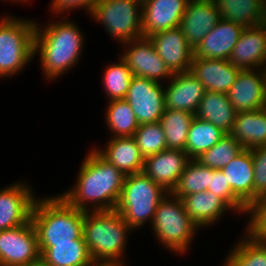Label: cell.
I'll use <instances>...</instances> for the list:
<instances>
[{
	"instance_id": "obj_1",
	"label": "cell",
	"mask_w": 266,
	"mask_h": 266,
	"mask_svg": "<svg viewBox=\"0 0 266 266\" xmlns=\"http://www.w3.org/2000/svg\"><path fill=\"white\" fill-rule=\"evenodd\" d=\"M125 177L93 148L83 160L74 188L60 195L70 205L84 212L114 210ZM88 203H92V206Z\"/></svg>"
},
{
	"instance_id": "obj_2",
	"label": "cell",
	"mask_w": 266,
	"mask_h": 266,
	"mask_svg": "<svg viewBox=\"0 0 266 266\" xmlns=\"http://www.w3.org/2000/svg\"><path fill=\"white\" fill-rule=\"evenodd\" d=\"M64 19V20H63ZM64 16L62 21L43 26L36 23L34 56L39 52L43 74L49 80L66 73L80 60L84 34Z\"/></svg>"
},
{
	"instance_id": "obj_3",
	"label": "cell",
	"mask_w": 266,
	"mask_h": 266,
	"mask_svg": "<svg viewBox=\"0 0 266 266\" xmlns=\"http://www.w3.org/2000/svg\"><path fill=\"white\" fill-rule=\"evenodd\" d=\"M83 220L84 211L61 195L36 198L31 212L38 243H73L83 236Z\"/></svg>"
},
{
	"instance_id": "obj_4",
	"label": "cell",
	"mask_w": 266,
	"mask_h": 266,
	"mask_svg": "<svg viewBox=\"0 0 266 266\" xmlns=\"http://www.w3.org/2000/svg\"><path fill=\"white\" fill-rule=\"evenodd\" d=\"M131 230L115 210L84 212L83 237L94 262H125L122 255Z\"/></svg>"
},
{
	"instance_id": "obj_5",
	"label": "cell",
	"mask_w": 266,
	"mask_h": 266,
	"mask_svg": "<svg viewBox=\"0 0 266 266\" xmlns=\"http://www.w3.org/2000/svg\"><path fill=\"white\" fill-rule=\"evenodd\" d=\"M168 192L152 181L143 171L127 175L115 207L134 231L146 221L153 223L155 212Z\"/></svg>"
},
{
	"instance_id": "obj_6",
	"label": "cell",
	"mask_w": 266,
	"mask_h": 266,
	"mask_svg": "<svg viewBox=\"0 0 266 266\" xmlns=\"http://www.w3.org/2000/svg\"><path fill=\"white\" fill-rule=\"evenodd\" d=\"M35 29L33 19H0V79L21 72L34 59Z\"/></svg>"
},
{
	"instance_id": "obj_7",
	"label": "cell",
	"mask_w": 266,
	"mask_h": 266,
	"mask_svg": "<svg viewBox=\"0 0 266 266\" xmlns=\"http://www.w3.org/2000/svg\"><path fill=\"white\" fill-rule=\"evenodd\" d=\"M151 226L157 240L178 254L189 250L195 231L199 228L186 213L182 199L171 193L158 205Z\"/></svg>"
},
{
	"instance_id": "obj_8",
	"label": "cell",
	"mask_w": 266,
	"mask_h": 266,
	"mask_svg": "<svg viewBox=\"0 0 266 266\" xmlns=\"http://www.w3.org/2000/svg\"><path fill=\"white\" fill-rule=\"evenodd\" d=\"M90 15L120 44L143 37L142 4L137 0H99Z\"/></svg>"
},
{
	"instance_id": "obj_9",
	"label": "cell",
	"mask_w": 266,
	"mask_h": 266,
	"mask_svg": "<svg viewBox=\"0 0 266 266\" xmlns=\"http://www.w3.org/2000/svg\"><path fill=\"white\" fill-rule=\"evenodd\" d=\"M41 258L36 230L30 220L0 231V266H22Z\"/></svg>"
},
{
	"instance_id": "obj_10",
	"label": "cell",
	"mask_w": 266,
	"mask_h": 266,
	"mask_svg": "<svg viewBox=\"0 0 266 266\" xmlns=\"http://www.w3.org/2000/svg\"><path fill=\"white\" fill-rule=\"evenodd\" d=\"M164 86L148 78L132 76L125 100L138 124L159 122L165 110Z\"/></svg>"
},
{
	"instance_id": "obj_11",
	"label": "cell",
	"mask_w": 266,
	"mask_h": 266,
	"mask_svg": "<svg viewBox=\"0 0 266 266\" xmlns=\"http://www.w3.org/2000/svg\"><path fill=\"white\" fill-rule=\"evenodd\" d=\"M128 49L121 57L127 62L128 68L134 76L148 78L160 83L161 79H170L173 74L165 62L156 52L152 41L149 38L141 37L123 43Z\"/></svg>"
},
{
	"instance_id": "obj_12",
	"label": "cell",
	"mask_w": 266,
	"mask_h": 266,
	"mask_svg": "<svg viewBox=\"0 0 266 266\" xmlns=\"http://www.w3.org/2000/svg\"><path fill=\"white\" fill-rule=\"evenodd\" d=\"M227 95L236 112L264 108L266 104V69L240 70Z\"/></svg>"
},
{
	"instance_id": "obj_13",
	"label": "cell",
	"mask_w": 266,
	"mask_h": 266,
	"mask_svg": "<svg viewBox=\"0 0 266 266\" xmlns=\"http://www.w3.org/2000/svg\"><path fill=\"white\" fill-rule=\"evenodd\" d=\"M31 187L22 182L0 190V231L27 224L36 195Z\"/></svg>"
},
{
	"instance_id": "obj_14",
	"label": "cell",
	"mask_w": 266,
	"mask_h": 266,
	"mask_svg": "<svg viewBox=\"0 0 266 266\" xmlns=\"http://www.w3.org/2000/svg\"><path fill=\"white\" fill-rule=\"evenodd\" d=\"M220 20L219 9L213 0H189L179 28L194 50Z\"/></svg>"
},
{
	"instance_id": "obj_15",
	"label": "cell",
	"mask_w": 266,
	"mask_h": 266,
	"mask_svg": "<svg viewBox=\"0 0 266 266\" xmlns=\"http://www.w3.org/2000/svg\"><path fill=\"white\" fill-rule=\"evenodd\" d=\"M149 39L172 74L189 71L194 50L179 27L156 33Z\"/></svg>"
},
{
	"instance_id": "obj_16",
	"label": "cell",
	"mask_w": 266,
	"mask_h": 266,
	"mask_svg": "<svg viewBox=\"0 0 266 266\" xmlns=\"http://www.w3.org/2000/svg\"><path fill=\"white\" fill-rule=\"evenodd\" d=\"M190 160L189 155L183 150L166 149L147 156L144 160L143 172L171 193Z\"/></svg>"
},
{
	"instance_id": "obj_17",
	"label": "cell",
	"mask_w": 266,
	"mask_h": 266,
	"mask_svg": "<svg viewBox=\"0 0 266 266\" xmlns=\"http://www.w3.org/2000/svg\"><path fill=\"white\" fill-rule=\"evenodd\" d=\"M189 0H148L142 4L143 37L179 27Z\"/></svg>"
},
{
	"instance_id": "obj_18",
	"label": "cell",
	"mask_w": 266,
	"mask_h": 266,
	"mask_svg": "<svg viewBox=\"0 0 266 266\" xmlns=\"http://www.w3.org/2000/svg\"><path fill=\"white\" fill-rule=\"evenodd\" d=\"M228 61L240 70L266 69V25L246 27Z\"/></svg>"
},
{
	"instance_id": "obj_19",
	"label": "cell",
	"mask_w": 266,
	"mask_h": 266,
	"mask_svg": "<svg viewBox=\"0 0 266 266\" xmlns=\"http://www.w3.org/2000/svg\"><path fill=\"white\" fill-rule=\"evenodd\" d=\"M165 87V109L196 113L206 89L190 71L173 74Z\"/></svg>"
},
{
	"instance_id": "obj_20",
	"label": "cell",
	"mask_w": 266,
	"mask_h": 266,
	"mask_svg": "<svg viewBox=\"0 0 266 266\" xmlns=\"http://www.w3.org/2000/svg\"><path fill=\"white\" fill-rule=\"evenodd\" d=\"M244 26L221 19L194 49V57L228 60Z\"/></svg>"
},
{
	"instance_id": "obj_21",
	"label": "cell",
	"mask_w": 266,
	"mask_h": 266,
	"mask_svg": "<svg viewBox=\"0 0 266 266\" xmlns=\"http://www.w3.org/2000/svg\"><path fill=\"white\" fill-rule=\"evenodd\" d=\"M189 71L205 86L206 91L227 94L240 69L228 60L193 57Z\"/></svg>"
},
{
	"instance_id": "obj_22",
	"label": "cell",
	"mask_w": 266,
	"mask_h": 266,
	"mask_svg": "<svg viewBox=\"0 0 266 266\" xmlns=\"http://www.w3.org/2000/svg\"><path fill=\"white\" fill-rule=\"evenodd\" d=\"M221 172L233 194L248 208L254 202V169L250 149H244Z\"/></svg>"
},
{
	"instance_id": "obj_23",
	"label": "cell",
	"mask_w": 266,
	"mask_h": 266,
	"mask_svg": "<svg viewBox=\"0 0 266 266\" xmlns=\"http://www.w3.org/2000/svg\"><path fill=\"white\" fill-rule=\"evenodd\" d=\"M106 148H95L108 162L125 176L143 171L145 158L140 153L136 140L131 137L110 138Z\"/></svg>"
},
{
	"instance_id": "obj_24",
	"label": "cell",
	"mask_w": 266,
	"mask_h": 266,
	"mask_svg": "<svg viewBox=\"0 0 266 266\" xmlns=\"http://www.w3.org/2000/svg\"><path fill=\"white\" fill-rule=\"evenodd\" d=\"M41 259L48 266H92L94 261L84 237L73 243H38Z\"/></svg>"
},
{
	"instance_id": "obj_25",
	"label": "cell",
	"mask_w": 266,
	"mask_h": 266,
	"mask_svg": "<svg viewBox=\"0 0 266 266\" xmlns=\"http://www.w3.org/2000/svg\"><path fill=\"white\" fill-rule=\"evenodd\" d=\"M230 135L245 149L266 146V110L236 112Z\"/></svg>"
},
{
	"instance_id": "obj_26",
	"label": "cell",
	"mask_w": 266,
	"mask_h": 266,
	"mask_svg": "<svg viewBox=\"0 0 266 266\" xmlns=\"http://www.w3.org/2000/svg\"><path fill=\"white\" fill-rule=\"evenodd\" d=\"M186 213L198 226L211 225L229 209H231L221 198L213 192L203 191L185 195L182 198Z\"/></svg>"
},
{
	"instance_id": "obj_27",
	"label": "cell",
	"mask_w": 266,
	"mask_h": 266,
	"mask_svg": "<svg viewBox=\"0 0 266 266\" xmlns=\"http://www.w3.org/2000/svg\"><path fill=\"white\" fill-rule=\"evenodd\" d=\"M195 116L230 134L234 127L236 111L227 94L206 91Z\"/></svg>"
},
{
	"instance_id": "obj_28",
	"label": "cell",
	"mask_w": 266,
	"mask_h": 266,
	"mask_svg": "<svg viewBox=\"0 0 266 266\" xmlns=\"http://www.w3.org/2000/svg\"><path fill=\"white\" fill-rule=\"evenodd\" d=\"M221 19L246 27L264 24V0H213Z\"/></svg>"
},
{
	"instance_id": "obj_29",
	"label": "cell",
	"mask_w": 266,
	"mask_h": 266,
	"mask_svg": "<svg viewBox=\"0 0 266 266\" xmlns=\"http://www.w3.org/2000/svg\"><path fill=\"white\" fill-rule=\"evenodd\" d=\"M226 133L211 122L194 117L189 131L185 152L190 159H197L216 145Z\"/></svg>"
},
{
	"instance_id": "obj_30",
	"label": "cell",
	"mask_w": 266,
	"mask_h": 266,
	"mask_svg": "<svg viewBox=\"0 0 266 266\" xmlns=\"http://www.w3.org/2000/svg\"><path fill=\"white\" fill-rule=\"evenodd\" d=\"M194 117V113L187 111L164 110L159 122L164 129L167 149L185 151L188 131Z\"/></svg>"
},
{
	"instance_id": "obj_31",
	"label": "cell",
	"mask_w": 266,
	"mask_h": 266,
	"mask_svg": "<svg viewBox=\"0 0 266 266\" xmlns=\"http://www.w3.org/2000/svg\"><path fill=\"white\" fill-rule=\"evenodd\" d=\"M108 103L105 118L113 138L134 136L139 124L131 105L125 99Z\"/></svg>"
},
{
	"instance_id": "obj_32",
	"label": "cell",
	"mask_w": 266,
	"mask_h": 266,
	"mask_svg": "<svg viewBox=\"0 0 266 266\" xmlns=\"http://www.w3.org/2000/svg\"><path fill=\"white\" fill-rule=\"evenodd\" d=\"M213 169L202 165L196 159H191L180 175L172 195L182 198L185 195L208 191Z\"/></svg>"
},
{
	"instance_id": "obj_33",
	"label": "cell",
	"mask_w": 266,
	"mask_h": 266,
	"mask_svg": "<svg viewBox=\"0 0 266 266\" xmlns=\"http://www.w3.org/2000/svg\"><path fill=\"white\" fill-rule=\"evenodd\" d=\"M227 255L224 266H266L265 250L248 234Z\"/></svg>"
},
{
	"instance_id": "obj_34",
	"label": "cell",
	"mask_w": 266,
	"mask_h": 266,
	"mask_svg": "<svg viewBox=\"0 0 266 266\" xmlns=\"http://www.w3.org/2000/svg\"><path fill=\"white\" fill-rule=\"evenodd\" d=\"M103 74V85L109 101L125 99L129 89L132 72L121 57L118 63H111Z\"/></svg>"
},
{
	"instance_id": "obj_35",
	"label": "cell",
	"mask_w": 266,
	"mask_h": 266,
	"mask_svg": "<svg viewBox=\"0 0 266 266\" xmlns=\"http://www.w3.org/2000/svg\"><path fill=\"white\" fill-rule=\"evenodd\" d=\"M245 148L230 134H226L216 145L203 153L196 160L202 165L221 170Z\"/></svg>"
},
{
	"instance_id": "obj_36",
	"label": "cell",
	"mask_w": 266,
	"mask_h": 266,
	"mask_svg": "<svg viewBox=\"0 0 266 266\" xmlns=\"http://www.w3.org/2000/svg\"><path fill=\"white\" fill-rule=\"evenodd\" d=\"M133 137L144 158L167 149L160 122L140 124Z\"/></svg>"
},
{
	"instance_id": "obj_37",
	"label": "cell",
	"mask_w": 266,
	"mask_h": 266,
	"mask_svg": "<svg viewBox=\"0 0 266 266\" xmlns=\"http://www.w3.org/2000/svg\"><path fill=\"white\" fill-rule=\"evenodd\" d=\"M226 177L221 170L213 169L208 191L213 192L217 197L221 198L233 211L246 214L248 208L233 194Z\"/></svg>"
},
{
	"instance_id": "obj_38",
	"label": "cell",
	"mask_w": 266,
	"mask_h": 266,
	"mask_svg": "<svg viewBox=\"0 0 266 266\" xmlns=\"http://www.w3.org/2000/svg\"><path fill=\"white\" fill-rule=\"evenodd\" d=\"M250 220L246 234L256 239L266 240V195L258 197L247 210Z\"/></svg>"
},
{
	"instance_id": "obj_39",
	"label": "cell",
	"mask_w": 266,
	"mask_h": 266,
	"mask_svg": "<svg viewBox=\"0 0 266 266\" xmlns=\"http://www.w3.org/2000/svg\"><path fill=\"white\" fill-rule=\"evenodd\" d=\"M254 169V201L266 195V146L250 149Z\"/></svg>"
},
{
	"instance_id": "obj_40",
	"label": "cell",
	"mask_w": 266,
	"mask_h": 266,
	"mask_svg": "<svg viewBox=\"0 0 266 266\" xmlns=\"http://www.w3.org/2000/svg\"><path fill=\"white\" fill-rule=\"evenodd\" d=\"M99 0H52L51 9L53 14H62L69 10H74L75 8H84L86 12L91 14L95 4Z\"/></svg>"
},
{
	"instance_id": "obj_41",
	"label": "cell",
	"mask_w": 266,
	"mask_h": 266,
	"mask_svg": "<svg viewBox=\"0 0 266 266\" xmlns=\"http://www.w3.org/2000/svg\"><path fill=\"white\" fill-rule=\"evenodd\" d=\"M124 264V262H94L92 266H124Z\"/></svg>"
},
{
	"instance_id": "obj_42",
	"label": "cell",
	"mask_w": 266,
	"mask_h": 266,
	"mask_svg": "<svg viewBox=\"0 0 266 266\" xmlns=\"http://www.w3.org/2000/svg\"><path fill=\"white\" fill-rule=\"evenodd\" d=\"M22 266H48L41 258L35 262L26 264V265H22Z\"/></svg>"
},
{
	"instance_id": "obj_43",
	"label": "cell",
	"mask_w": 266,
	"mask_h": 266,
	"mask_svg": "<svg viewBox=\"0 0 266 266\" xmlns=\"http://www.w3.org/2000/svg\"><path fill=\"white\" fill-rule=\"evenodd\" d=\"M266 252V240L253 238Z\"/></svg>"
},
{
	"instance_id": "obj_44",
	"label": "cell",
	"mask_w": 266,
	"mask_h": 266,
	"mask_svg": "<svg viewBox=\"0 0 266 266\" xmlns=\"http://www.w3.org/2000/svg\"><path fill=\"white\" fill-rule=\"evenodd\" d=\"M264 14H265L264 24L266 25V0H264Z\"/></svg>"
},
{
	"instance_id": "obj_45",
	"label": "cell",
	"mask_w": 266,
	"mask_h": 266,
	"mask_svg": "<svg viewBox=\"0 0 266 266\" xmlns=\"http://www.w3.org/2000/svg\"><path fill=\"white\" fill-rule=\"evenodd\" d=\"M8 1H9V0H8ZM10 1H12V2H15V1H16V2L18 3V2H20V1H21V2H25L26 0H10ZM27 1H28V0H27Z\"/></svg>"
},
{
	"instance_id": "obj_46",
	"label": "cell",
	"mask_w": 266,
	"mask_h": 266,
	"mask_svg": "<svg viewBox=\"0 0 266 266\" xmlns=\"http://www.w3.org/2000/svg\"><path fill=\"white\" fill-rule=\"evenodd\" d=\"M138 2H140L141 4H143L144 2L148 1V0H137Z\"/></svg>"
}]
</instances>
